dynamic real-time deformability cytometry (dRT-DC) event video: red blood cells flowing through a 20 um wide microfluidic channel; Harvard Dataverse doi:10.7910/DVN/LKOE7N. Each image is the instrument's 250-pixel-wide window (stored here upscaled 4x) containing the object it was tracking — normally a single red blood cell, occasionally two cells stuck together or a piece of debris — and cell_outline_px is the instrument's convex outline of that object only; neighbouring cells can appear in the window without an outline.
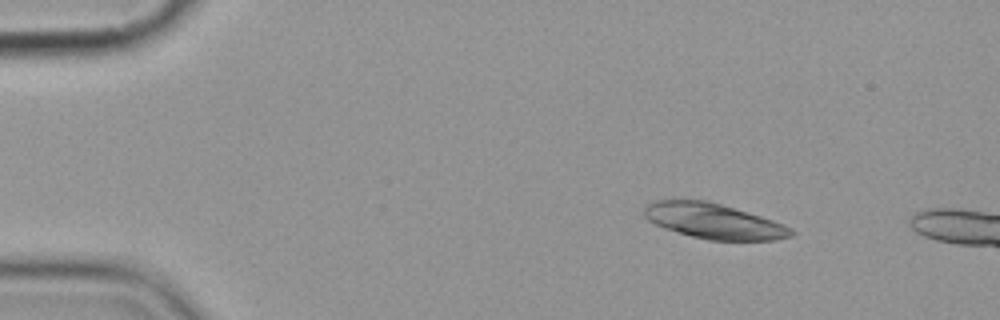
{"species": "common noctule bat (a hibernating species)", "species_latin": "Nyctalus noctula", "temperature_condition": "cold", "stored_images_in_passage": 4, "camera_frame_rate_fps": 3000, "um_per_image_px": 0.085, "animal": {"sex": "female", "body_mass_g": 19.9}, "frame": {"image": 1, "passage_image": 2, "time_ms": 1.333, "image_size_px": [1000, 320], "cell_outline_px": [[796, 232], [792, 236], [772, 240], [708, 240], [692, 236], [664, 228], [648, 220], [644, 216], [644, 208], [648, 204], [656, 200], [708, 200], [760, 216], [784, 224], [792, 228]], "centroid_in_image_um": [60.68, 18.79], "position_along_channel_um": 24.3, "area_um2": 30.0}}